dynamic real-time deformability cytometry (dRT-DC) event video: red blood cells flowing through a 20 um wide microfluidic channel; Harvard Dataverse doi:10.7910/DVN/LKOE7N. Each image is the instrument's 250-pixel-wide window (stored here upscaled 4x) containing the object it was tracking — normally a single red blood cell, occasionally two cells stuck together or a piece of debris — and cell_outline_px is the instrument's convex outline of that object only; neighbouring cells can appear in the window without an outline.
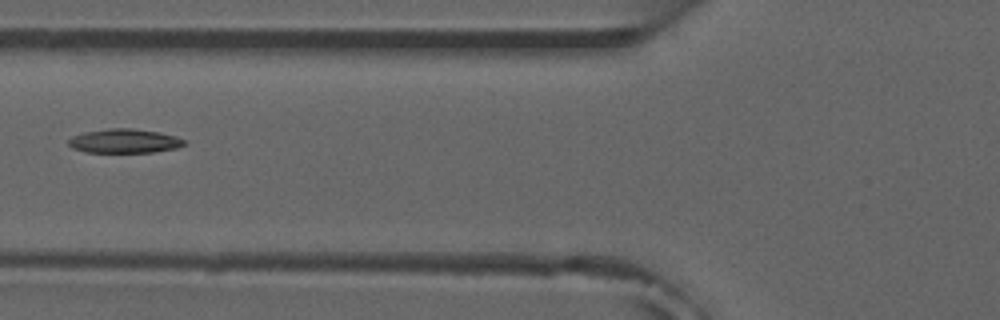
{"species": "common noctule bat (a hibernating species)", "species_latin": "Nyctalus noctula", "temperature_condition": "room temperature", "stored_images_in_passage": 7, "camera_frame_rate_fps": 3000, "um_per_image_px": 0.085, "animal": {"sex": "male", "forearm_length_mm": 52.5}, "frame": {"image": 1, "passage_image": 7, "time_ms": 7.667, "image_size_px": [1000, 320], "cell_outline_px": [[188, 144], [176, 148], [152, 152], [88, 152], [72, 148], [68, 144], [68, 140], [72, 136], [84, 132], [108, 128], [132, 128], [160, 132], [176, 136], [184, 140]], "centroid_in_image_um": [10.59, 11.98], "position_along_channel_um": 115.2, "area_um2": 16.3}}